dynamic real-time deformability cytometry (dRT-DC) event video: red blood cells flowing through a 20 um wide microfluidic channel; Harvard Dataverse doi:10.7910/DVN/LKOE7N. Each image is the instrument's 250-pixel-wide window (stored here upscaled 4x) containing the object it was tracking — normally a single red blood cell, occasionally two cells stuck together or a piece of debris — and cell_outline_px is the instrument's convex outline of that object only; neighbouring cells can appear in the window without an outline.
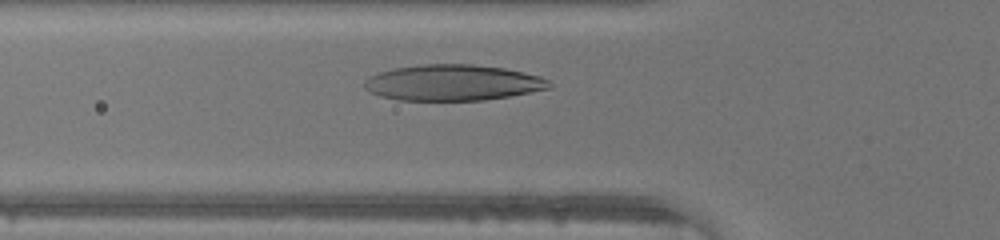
{"species": "human", "species_latin": "Homo sapiens", "temperature_condition": "warm", "stored_images_in_passage": 28, "camera_frame_rate_fps": 3000, "um_per_image_px": 0.085, "donor": {"sex": "male"}, "frame": {"image": 1, "passage_image": 8, "time_ms": 2.333, "image_size_px": [1000, 240], "cell_outline_px": [[552, 88], [508, 96], [484, 100], [396, 100], [380, 96], [368, 92], [364, 88], [364, 80], [368, 76], [376, 72], [392, 68], [424, 64], [472, 64], [504, 68], [540, 76], [548, 80], [552, 84]], "centroid_in_image_um": [38.43, 7.02], "position_along_channel_um": 87.4, "area_um2": 38.96}}
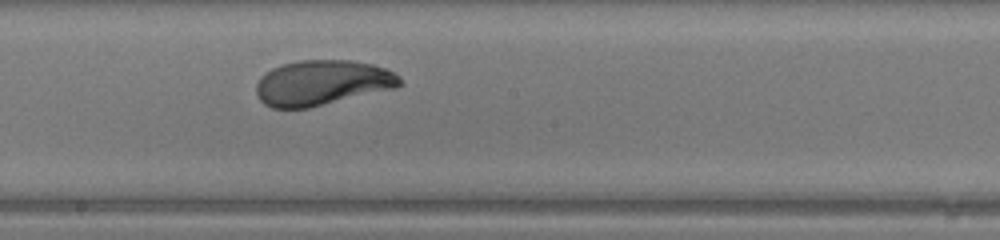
{"frame": {"image": 2, "passage_image": 17, "time_ms": 5.333, "image_size_px": [1000, 240], "cell_outline_px": [[404, 84], [396, 88], [308, 108], [272, 108], [264, 104], [260, 100], [256, 92], [256, 84], [260, 76], [272, 68], [280, 64], [300, 60], [352, 60], [372, 64], [388, 68], [400, 76]], "centroid_in_image_um": [27.4, 7.03], "position_along_channel_um": 220.8, "area_um2": 38.21}}
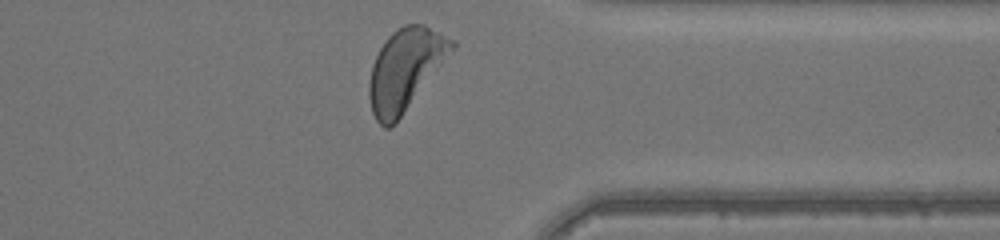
{"frame": {"image": 3, "passage_image": 28, "time_ms": 9.0, "image_size_px": [1000, 240], "cell_outline_px": [[456, 44], [396, 124], [388, 128], [384, 128], [376, 120], [372, 112], [368, 96], [368, 84], [372, 64], [380, 48], [388, 36], [392, 32], [404, 24], [424, 24], [456, 40]], "centroid_in_image_um": [34.41, 5.91], "position_along_channel_um": 377.0, "area_um2": 38.84}}